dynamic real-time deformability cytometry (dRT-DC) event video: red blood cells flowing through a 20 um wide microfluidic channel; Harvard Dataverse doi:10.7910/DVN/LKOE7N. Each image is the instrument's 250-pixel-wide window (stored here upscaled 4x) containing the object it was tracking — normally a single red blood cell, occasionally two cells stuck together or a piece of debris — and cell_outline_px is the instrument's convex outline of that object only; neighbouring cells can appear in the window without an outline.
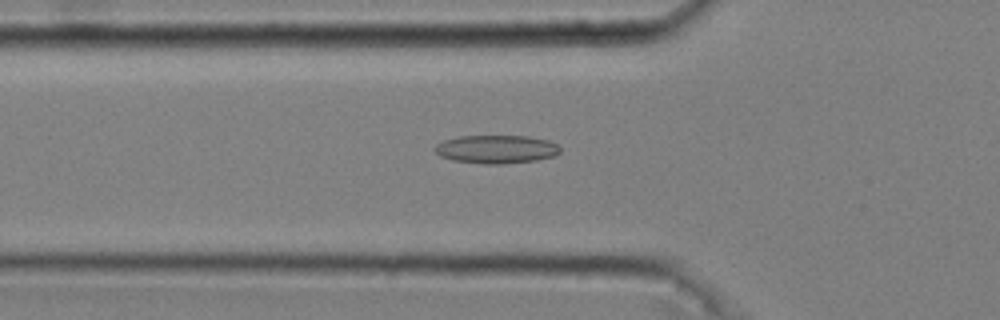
{"species": "common noctule bat (a hibernating species)", "species_latin": "Nyctalus noctula", "temperature_condition": "cold", "stored_images_in_passage": 37, "camera_frame_rate_fps": 3000, "um_per_image_px": 0.085, "animal": {"sex": "male", "body_mass_g": 20.4}, "frame": {"image": 1, "passage_image": 6, "time_ms": 1.667, "image_size_px": [1000, 320], "cell_outline_px": [[560, 152], [556, 156], [536, 160], [504, 164], [484, 164], [452, 160], [440, 156], [432, 148], [436, 144], [444, 140], [460, 136], [528, 136], [548, 140], [556, 144], [560, 148]], "centroid_in_image_um": [42.18, 12.69], "position_along_channel_um": 83.6, "area_um2": 20.81}}
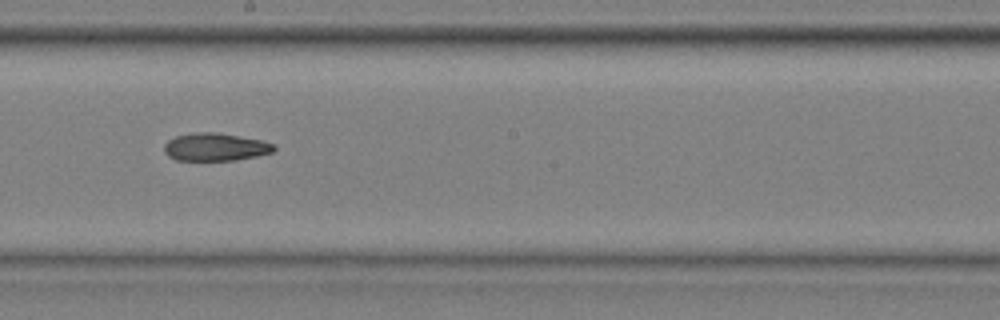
{"frame": {"image": 2, "passage_image": 18, "time_ms": 5.667, "image_size_px": [1000, 320], "cell_outline_px": [[276, 148], [272, 152], [256, 156], [236, 160], [176, 160], [168, 156], [164, 152], [164, 144], [168, 140], [176, 136], [196, 132], [216, 132], [260, 140], [276, 144]], "centroid_in_image_um": [18.29, 12.49], "position_along_channel_um": 229.9, "area_um2": 17.74}}
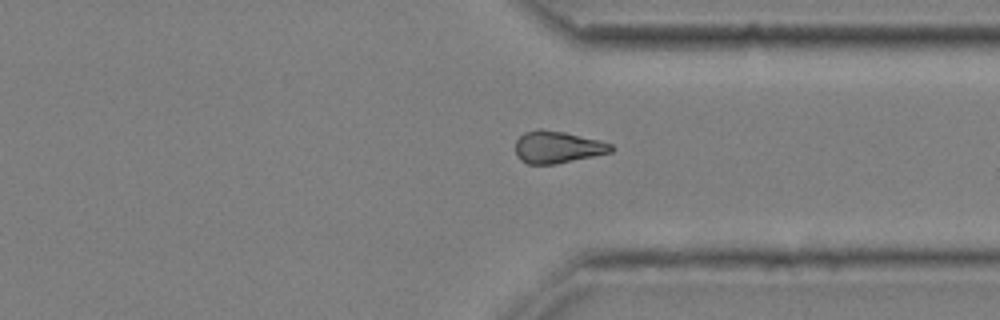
{"frame": {"image": 3, "passage_image": 29, "time_ms": 9.333, "image_size_px": [1000, 320], "cell_outline_px": [[616, 148], [612, 152], [556, 164], [528, 164], [520, 160], [516, 156], [516, 140], [524, 132], [536, 128], [540, 128], [564, 132], [600, 140], [612, 144]], "centroid_in_image_um": [47.39, 12.5], "position_along_channel_um": 364.0, "area_um2": 18.09}}